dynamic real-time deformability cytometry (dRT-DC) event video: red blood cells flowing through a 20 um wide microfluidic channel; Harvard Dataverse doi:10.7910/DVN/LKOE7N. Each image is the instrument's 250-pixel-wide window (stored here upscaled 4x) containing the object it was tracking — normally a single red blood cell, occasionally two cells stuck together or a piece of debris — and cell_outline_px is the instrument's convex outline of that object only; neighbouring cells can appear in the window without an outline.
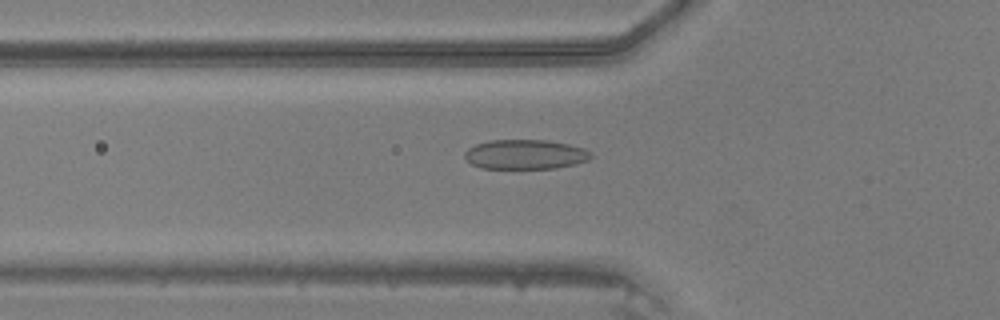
{"species": "common noctule bat (a hibernating species)", "species_latin": "Nyctalus noctula", "temperature_condition": "warm", "stored_images_in_passage": 33, "camera_frame_rate_fps": 3000, "um_per_image_px": 0.085, "animal": {"sex": "male", "body_mass_g": 20.5, "forearm_length_mm": 52.5}, "frame": {"image": 1, "passage_image": 4, "time_ms": 1.0, "image_size_px": [1000, 320], "cell_outline_px": [[592, 156], [588, 160], [576, 164], [556, 168], [480, 168], [472, 164], [464, 156], [464, 152], [468, 148], [476, 144], [492, 140], [548, 140], [568, 144], [584, 148]], "centroid_in_image_um": [44.64, 13.12], "position_along_channel_um": 81.2, "area_um2": 21.68}}
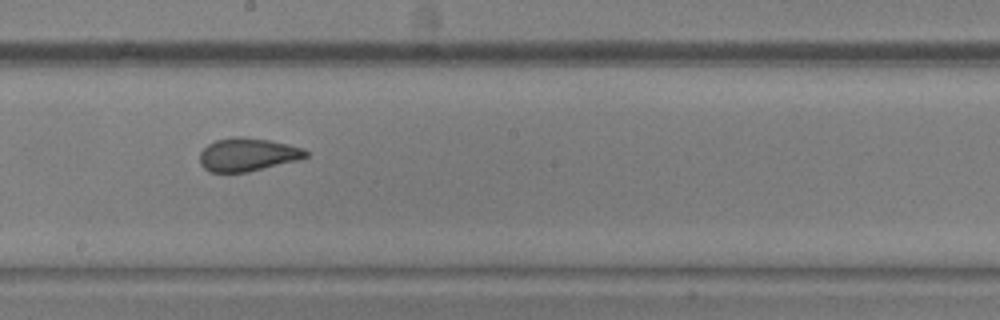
{"frame": {"image": 2, "passage_image": 14, "time_ms": 4.333, "image_size_px": [1000, 320], "cell_outline_px": [[308, 156], [296, 160], [248, 172], [208, 172], [200, 164], [200, 152], [208, 144], [216, 140], [232, 136], [240, 136], [272, 140], [304, 148], [308, 152]], "centroid_in_image_um": [21.03, 13.13], "position_along_channel_um": 227.2, "area_um2": 20.58}}
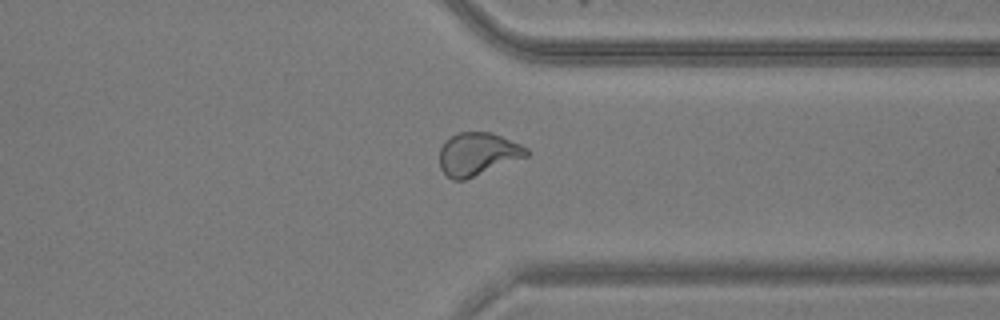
{"frame": {"image": 3, "passage_image": 24, "time_ms": 7.667, "image_size_px": [1000, 320], "cell_outline_px": [[528, 156], [464, 180], [452, 180], [440, 168], [440, 148], [452, 136], [460, 132], [492, 132], [520, 144], [528, 148]], "centroid_in_image_um": [40.61, 13.09], "position_along_channel_um": 370.8, "area_um2": 21.44}}